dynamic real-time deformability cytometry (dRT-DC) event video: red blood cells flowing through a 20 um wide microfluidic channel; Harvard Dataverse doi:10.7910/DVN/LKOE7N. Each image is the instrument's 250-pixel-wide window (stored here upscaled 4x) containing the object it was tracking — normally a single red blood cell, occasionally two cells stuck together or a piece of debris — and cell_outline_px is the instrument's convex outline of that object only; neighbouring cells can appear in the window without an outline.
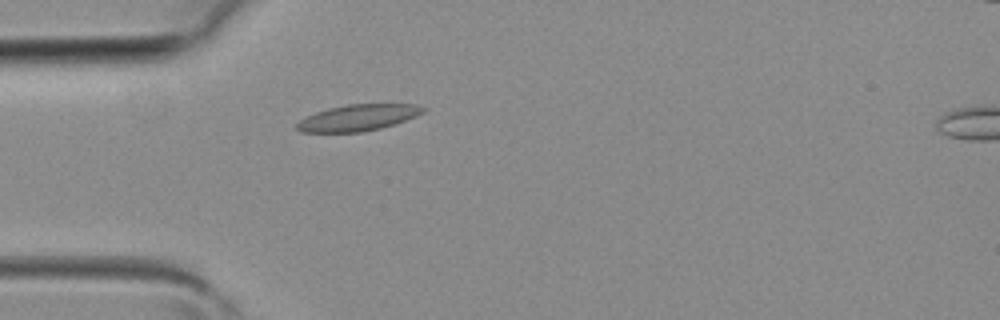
{"species": "common noctule bat (a hibernating species)", "species_latin": "Nyctalus noctula", "temperature_condition": "room temperature", "stored_images_in_passage": 4, "camera_frame_rate_fps": 3000, "um_per_image_px": 0.085, "animal": {"sex": "female", "body_mass_g": 19.3, "forearm_length_mm": 54.1}, "frame": {"image": 1, "passage_image": 3, "time_ms": 0.667, "image_size_px": [1000, 320], "cell_outline_px": [[428, 108], [424, 112], [416, 116], [396, 124], [380, 128], [360, 132], [300, 132], [296, 128], [296, 124], [300, 120], [316, 112], [328, 108], [348, 104], [420, 104]], "centroid_in_image_um": [30.48, 9.99], "position_along_channel_um": 54.5, "area_um2": 19.42}}